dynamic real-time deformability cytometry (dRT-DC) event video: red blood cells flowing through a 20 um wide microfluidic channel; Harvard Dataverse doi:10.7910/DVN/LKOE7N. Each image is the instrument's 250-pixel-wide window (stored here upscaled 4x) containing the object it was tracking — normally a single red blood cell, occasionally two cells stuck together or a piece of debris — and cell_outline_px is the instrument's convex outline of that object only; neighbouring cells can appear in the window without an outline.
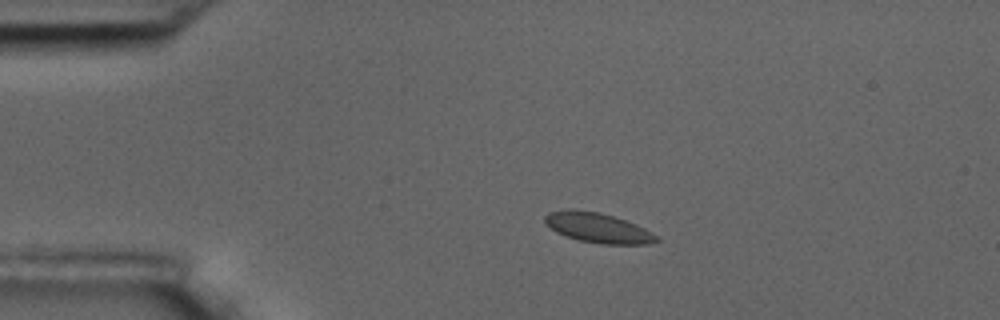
{"species": "common noctule bat (a hibernating species)", "species_latin": "Nyctalus noctula", "temperature_condition": "room temperature", "stored_images_in_passage": 9, "camera_frame_rate_fps": 3000, "um_per_image_px": 0.085, "animal": {"sex": "male", "body_mass_g": 17.5, "forearm_length_mm": 52.3}, "frame": {"image": 1, "passage_image": 1, "time_ms": 0.0, "image_size_px": [1000, 320], "cell_outline_px": [[660, 240], [648, 244], [600, 244], [580, 240], [564, 236], [556, 232], [544, 220], [544, 216], [548, 212], [568, 208], [572, 208], [600, 212], [636, 224], [644, 228], [656, 236]], "centroid_in_image_um": [50.78, 19.35], "position_along_channel_um": 34.2, "area_um2": 19.42}}
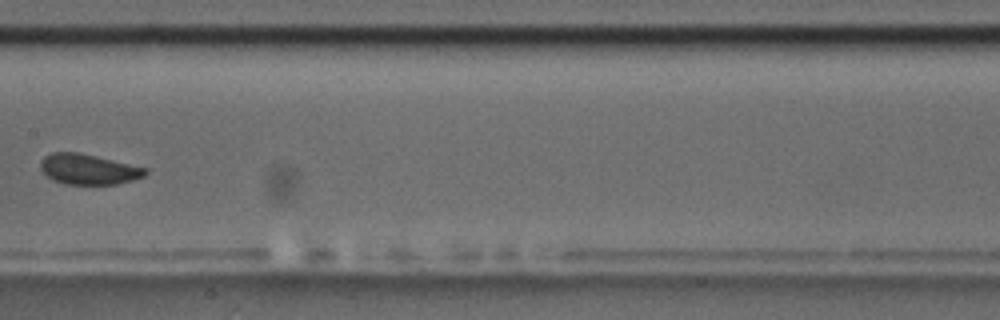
{"frame": {"image": 2, "passage_image": 6, "time_ms": 6.0, "image_size_px": [1000, 320], "cell_outline_px": [[148, 172], [144, 176], [132, 180], [116, 184], [64, 184], [52, 180], [40, 168], [40, 160], [44, 156], [52, 152], [76, 152], [96, 156], [148, 168]], "centroid_in_image_um": [7.51, 14.38], "position_along_channel_um": 199.9, "area_um2": 18.55}}
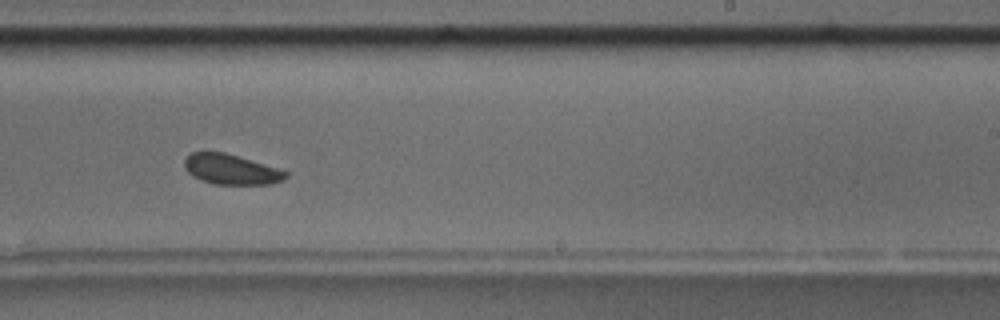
{"frame": {"image": 3, "passage_image": 8, "time_ms": 8.0, "image_size_px": [1000, 320], "cell_outline_px": [[288, 176], [284, 180], [272, 184], [212, 184], [200, 180], [192, 176], [184, 168], [184, 160], [192, 152], [224, 152], [276, 168], [288, 172]], "centroid_in_image_um": [19.62, 14.41], "position_along_channel_um": 269.4, "area_um2": 17.69}}